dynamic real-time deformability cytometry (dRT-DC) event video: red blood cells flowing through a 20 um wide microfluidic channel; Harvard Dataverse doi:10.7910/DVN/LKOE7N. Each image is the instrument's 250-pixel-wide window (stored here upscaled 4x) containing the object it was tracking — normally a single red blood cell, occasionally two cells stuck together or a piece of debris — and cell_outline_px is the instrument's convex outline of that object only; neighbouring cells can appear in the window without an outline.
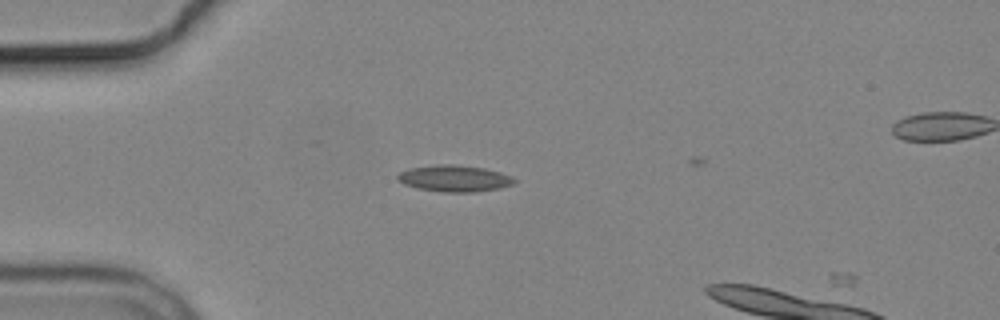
{"species": "common noctule bat (a hibernating species)", "species_latin": "Nyctalus noctula", "temperature_condition": "cold", "stored_images_in_passage": 2, "camera_frame_rate_fps": 3000, "um_per_image_px": 0.085, "animal": {"sex": "male", "body_mass_g": 19.2, "forearm_length_mm": 51.8}, "frame": {"image": 1, "passage_image": 1, "time_ms": 0.0, "image_size_px": [1000, 320], "cell_outline_px": [[516, 180], [512, 184], [500, 188], [476, 192], [440, 192], [416, 188], [404, 184], [396, 180], [396, 176], [400, 172], [408, 168], [436, 164], [456, 164], [484, 168], [500, 172], [512, 176]], "centroid_in_image_um": [38.59, 15.16], "position_along_channel_um": 46.4, "area_um2": 18.26}}